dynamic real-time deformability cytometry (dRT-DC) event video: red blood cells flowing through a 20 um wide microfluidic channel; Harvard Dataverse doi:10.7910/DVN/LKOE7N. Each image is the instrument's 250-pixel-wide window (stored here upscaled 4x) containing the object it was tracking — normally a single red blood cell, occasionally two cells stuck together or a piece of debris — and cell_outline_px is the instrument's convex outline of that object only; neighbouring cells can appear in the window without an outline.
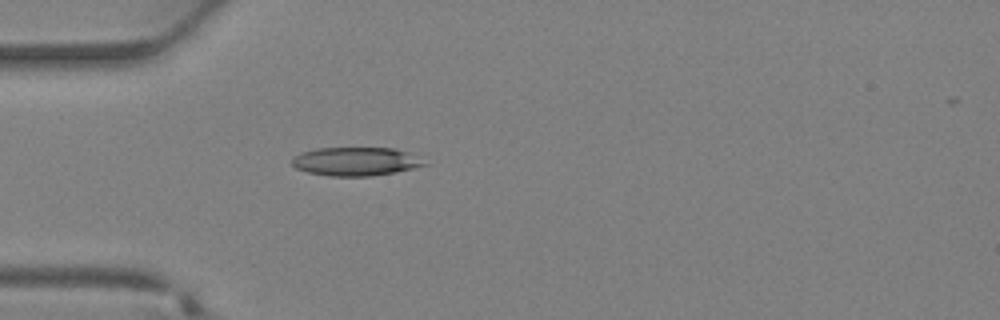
{"species": "Egyptian fruit bat (a non-hibernating species)", "species_latin": "Rousettus aegyptiacus", "temperature_condition": "warm", "stored_images_in_passage": 32, "camera_frame_rate_fps": 3000, "um_per_image_px": 0.085, "animal": {"sex": "female"}, "frame": {"image": 1, "passage_image": 6, "time_ms": 1.667, "image_size_px": [1000, 320], "cell_outline_px": [[428, 164], [396, 172], [372, 176], [332, 176], [308, 172], [296, 168], [292, 164], [292, 160], [296, 156], [304, 152], [316, 148], [392, 148], [408, 152]], "centroid_in_image_um": [30.23, 13.73], "position_along_channel_um": 54.8, "area_um2": 21.68}}
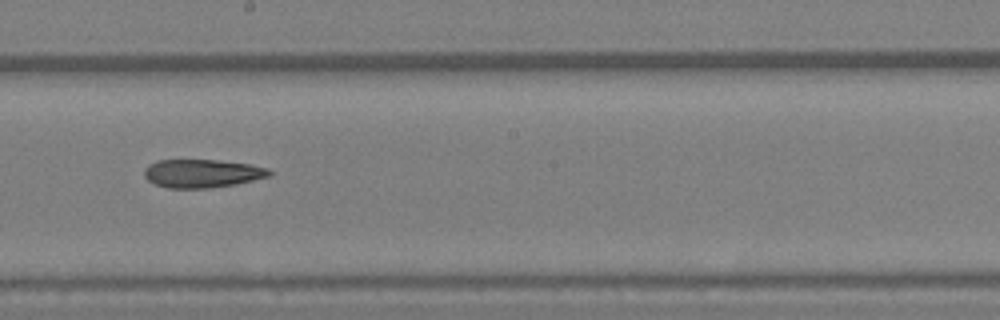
{"frame": {"image": 2, "passage_image": 16, "time_ms": 5.0, "image_size_px": [1000, 320], "cell_outline_px": [[276, 172], [268, 176], [236, 184], [208, 188], [168, 188], [156, 184], [148, 180], [144, 176], [144, 168], [148, 164], [156, 160], [216, 160], [248, 164], [268, 168]], "centroid_in_image_um": [17.17, 14.73], "position_along_channel_um": 231.0, "area_um2": 20.63}}
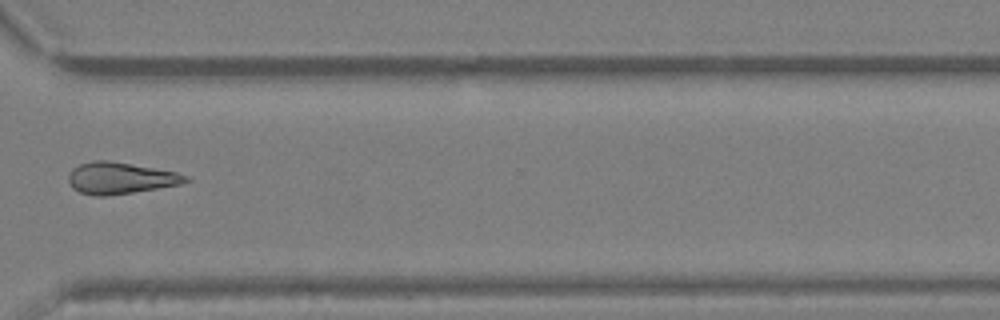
{"frame": {"image": 3, "passage_image": 23, "time_ms": 7.333, "image_size_px": [1000, 320], "cell_outline_px": [[192, 180], [180, 184], [108, 196], [96, 196], [80, 192], [72, 188], [68, 180], [68, 176], [72, 168], [80, 164], [92, 160], [108, 160], [176, 172], [188, 176]], "centroid_in_image_um": [10.2, 15.14], "position_along_channel_um": 360.4, "area_um2": 21.44}}